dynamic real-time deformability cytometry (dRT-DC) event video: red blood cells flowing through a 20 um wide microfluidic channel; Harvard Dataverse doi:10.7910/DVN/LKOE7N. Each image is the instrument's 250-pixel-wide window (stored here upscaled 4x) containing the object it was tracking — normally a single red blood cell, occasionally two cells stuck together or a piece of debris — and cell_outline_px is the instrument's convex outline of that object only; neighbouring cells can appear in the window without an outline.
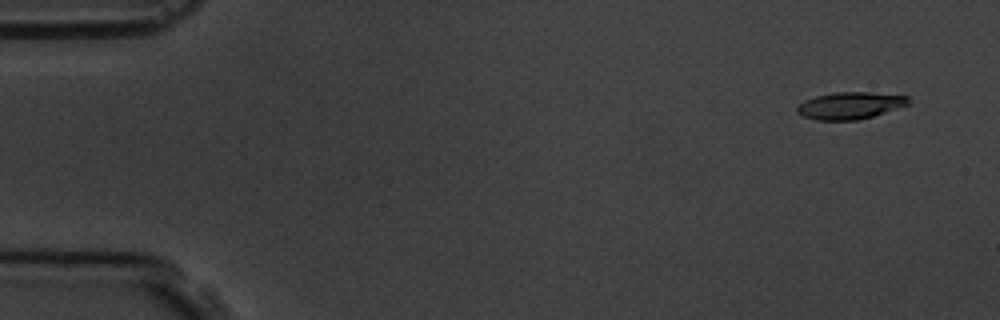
{"species": "common noctule bat (a hibernating species)", "species_latin": "Nyctalus noctula", "temperature_condition": "room temperature", "stored_images_in_passage": 5, "camera_frame_rate_fps": 3000, "um_per_image_px": 0.085, "animal": {"sex": "male", "body_mass_g": 19.5, "forearm_length_mm": 54.6}, "frame": {"image": 1, "passage_image": 1, "time_ms": 0.0, "image_size_px": [1000, 320], "cell_outline_px": [[908, 104], [872, 116], [856, 120], [816, 120], [804, 116], [796, 112], [796, 108], [804, 100], [816, 96], [836, 92], [872, 92], [908, 96]], "centroid_in_image_um": [72.22, 8.96], "position_along_channel_um": 12.8, "area_um2": 17.28}}
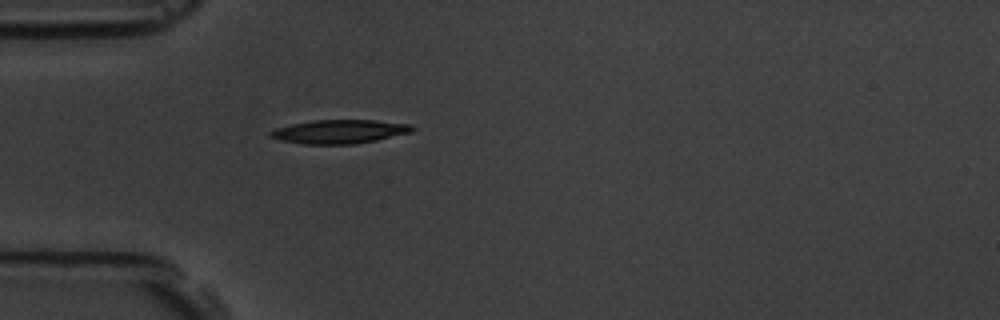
{"frame": {"image": 2, "passage_image": 5, "time_ms": 4.333, "image_size_px": [1000, 320], "cell_outline_px": [[416, 128], [412, 132], [376, 140], [356, 144], [304, 144], [280, 140], [268, 136], [268, 132], [276, 128], [292, 124], [312, 120], [376, 120], [412, 124]], "centroid_in_image_um": [28.87, 11.18], "position_along_channel_um": 56.1, "area_um2": 19.77}}